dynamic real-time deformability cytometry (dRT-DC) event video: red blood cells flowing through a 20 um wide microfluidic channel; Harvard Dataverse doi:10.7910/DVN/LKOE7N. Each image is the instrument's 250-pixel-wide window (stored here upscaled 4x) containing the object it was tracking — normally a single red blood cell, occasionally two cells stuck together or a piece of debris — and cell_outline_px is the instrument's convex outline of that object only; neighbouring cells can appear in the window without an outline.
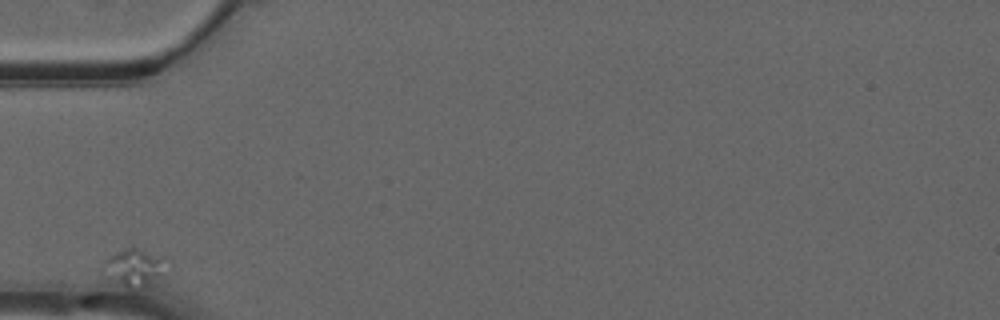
{"species": "common noctule bat (a hibernating species)", "species_latin": "Nyctalus noctula", "temperature_condition": "warm", "stored_images_in_passage": 24, "camera_frame_rate_fps": 3000, "um_per_image_px": 0.085, "animal": {"sex": "male", "forearm_length_mm": 52.5}, "frame": {"image": 1, "passage_image": 1, "time_ms": 0.0, "image_size_px": [1000, 320], "cell_outline_px": [[164, 256], [156, 276], [140, 292], [128, 292], [108, 276], [104, 260], [108, 256], [124, 248], [140, 248]], "centroid_in_image_um": [11.32, 22.78], "position_along_channel_um": 73.7, "area_um2": 13.35}}